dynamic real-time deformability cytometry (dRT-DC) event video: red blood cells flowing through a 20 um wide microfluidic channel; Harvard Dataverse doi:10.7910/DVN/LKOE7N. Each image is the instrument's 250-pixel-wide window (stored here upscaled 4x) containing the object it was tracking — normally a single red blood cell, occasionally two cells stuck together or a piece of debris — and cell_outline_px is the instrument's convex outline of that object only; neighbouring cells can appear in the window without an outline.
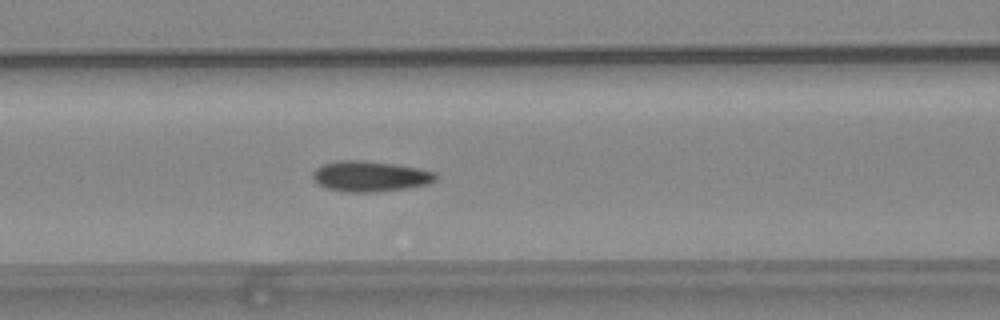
{"species": "common noctule bat (a hibernating species)", "species_latin": "Nyctalus noctula", "temperature_condition": "warm", "stored_images_in_passage": 55, "camera_frame_rate_fps": 3000, "um_per_image_px": 0.085, "animal": {"sex": "female", "body_mass_g": 24.6, "forearm_length_mm": 56.2}, "frame": {"image": 1, "passage_image": 23, "time_ms": 7.333, "image_size_px": [1000, 320], "cell_outline_px": [[436, 180], [428, 184], [404, 188], [376, 192], [344, 192], [328, 188], [320, 184], [312, 176], [312, 172], [316, 168], [324, 164], [336, 160], [364, 160], [420, 168], [436, 172]], "centroid_in_image_um": [31.47, 14.98], "position_along_channel_um": 135.1, "area_um2": 21.79}}
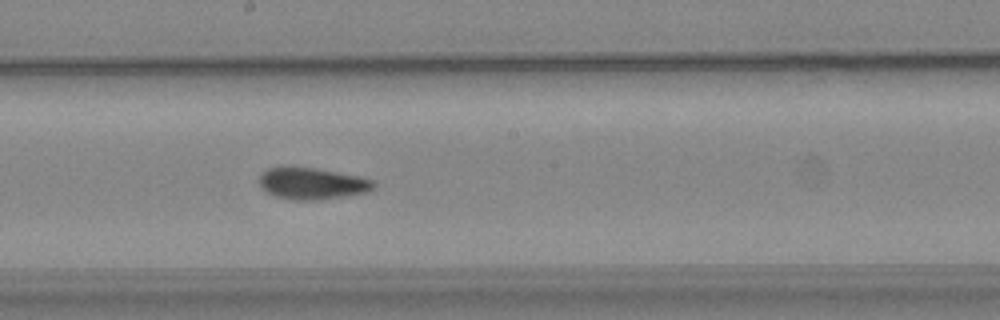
{"frame": {"image": 2, "passage_image": 30, "time_ms": 9.667, "image_size_px": [1000, 320], "cell_outline_px": [[376, 188], [368, 192], [316, 200], [296, 200], [276, 196], [264, 192], [260, 188], [256, 180], [260, 172], [268, 168], [312, 168], [360, 176], [372, 180], [376, 184]], "centroid_in_image_um": [26.48, 15.61], "position_along_channel_um": 221.7, "area_um2": 21.1}}
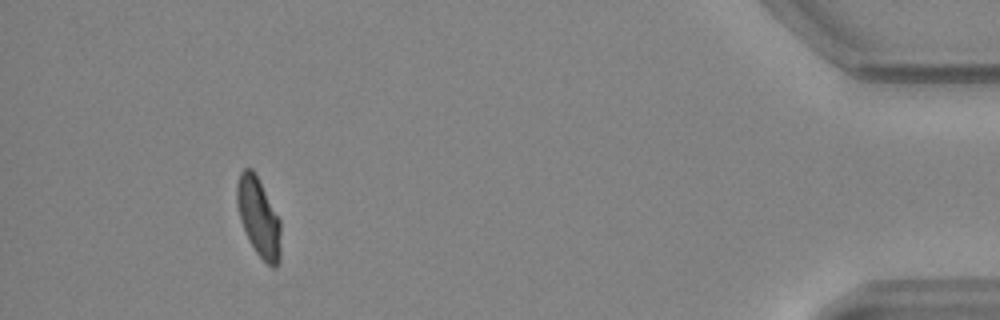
{"frame": {"image": 3, "passage_image": 51, "time_ms": 16.667, "image_size_px": [1000, 320], "cell_outline_px": [[280, 260], [276, 268], [272, 268], [256, 252], [248, 240], [240, 220], [236, 200], [236, 184], [240, 172], [244, 168], [252, 168], [280, 220]], "centroid_in_image_um": [21.96, 18.49], "position_along_channel_um": 413.2, "area_um2": 20.0}, "authors_computed_cell_mechanics": {"area_um2": 20.519, "velocity_mm_per_s": 3.7062, "shape_relaxation_time_tau1_ms": 10.3947, "shape_relaxation_time_tau2_ms": 1.9742, "deformation_change_tau1": 0.2039, "deformation_change_tau2": 0.0767}}